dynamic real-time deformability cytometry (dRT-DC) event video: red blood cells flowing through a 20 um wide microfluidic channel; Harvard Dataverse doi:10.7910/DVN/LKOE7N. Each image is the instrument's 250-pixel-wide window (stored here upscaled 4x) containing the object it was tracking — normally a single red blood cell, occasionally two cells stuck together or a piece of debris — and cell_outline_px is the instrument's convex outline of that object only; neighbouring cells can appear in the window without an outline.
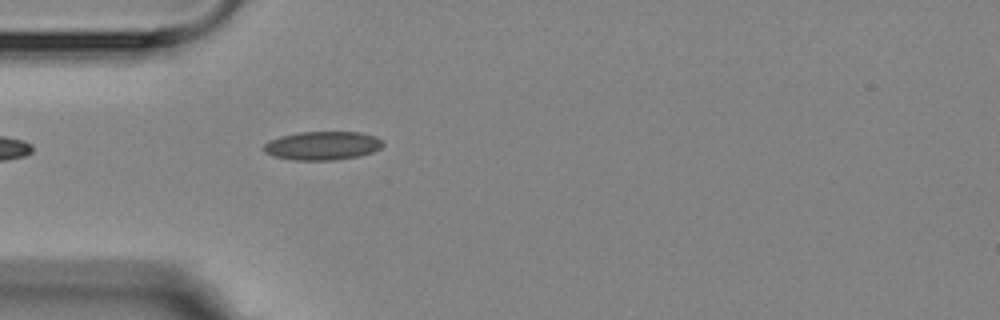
{"species": "Egyptian fruit bat (a non-hibernating species)", "species_latin": "Rousettus aegyptiacus", "temperature_condition": "room temperature", "stored_images_in_passage": 1, "camera_frame_rate_fps": 3000, "um_per_image_px": 0.085, "animal": {"sex": "female"}, "frame": {"image": 1, "passage_image": 1, "time_ms": 0.0, "image_size_px": [1000, 320], "cell_outline_px": [[384, 144], [380, 148], [372, 152], [360, 156], [336, 160], [292, 160], [272, 156], [264, 152], [264, 144], [280, 136], [300, 132], [360, 132], [376, 136], [384, 140]], "centroid_in_image_um": [27.44, 12.38], "position_along_channel_um": 57.6, "area_um2": 20.0}}